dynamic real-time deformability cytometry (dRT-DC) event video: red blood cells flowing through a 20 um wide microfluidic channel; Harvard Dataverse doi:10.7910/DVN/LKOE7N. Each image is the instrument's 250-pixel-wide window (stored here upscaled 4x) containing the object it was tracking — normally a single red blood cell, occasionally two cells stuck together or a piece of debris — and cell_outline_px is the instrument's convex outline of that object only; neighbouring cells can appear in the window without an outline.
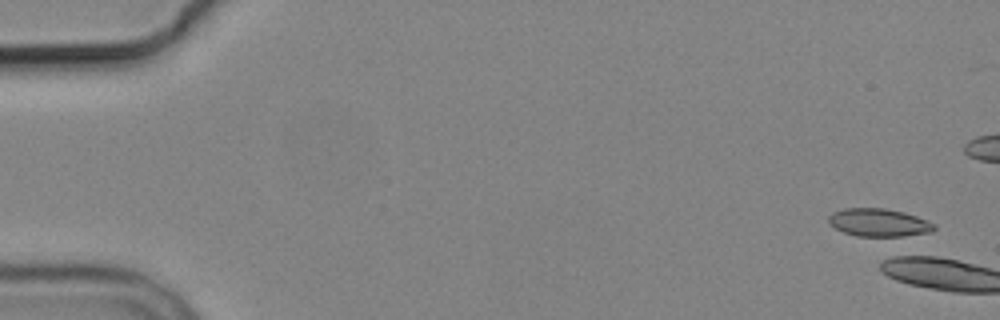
{"species": "common noctule bat (a hibernating species)", "species_latin": "Nyctalus noctula", "temperature_condition": "cold", "stored_images_in_passage": 15, "camera_frame_rate_fps": 3000, "um_per_image_px": 0.085, "animal": {"sex": "male", "body_mass_g": 19.2, "forearm_length_mm": 51.8}, "frame": {"image": 1, "passage_image": 1, "time_ms": 0.0, "image_size_px": [1000, 320], "cell_outline_px": [[936, 228], [932, 232], [896, 240], [892, 240], [856, 236], [844, 232], [828, 224], [828, 216], [832, 212], [844, 208], [884, 208], [904, 212], [916, 216], [936, 224]], "centroid_in_image_um": [74.76, 18.98], "position_along_channel_um": 10.2, "area_um2": 18.32}}
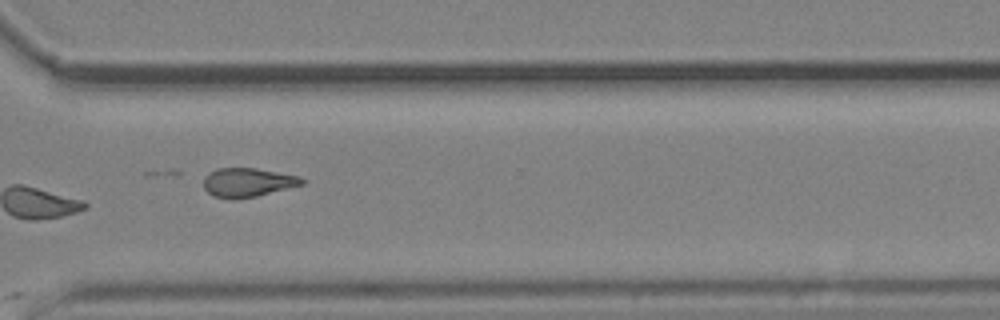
{"frame": {"image": 2, "passage_image": 13, "time_ms": 15.0, "image_size_px": [1000, 320], "cell_outline_px": [[304, 184], [256, 196], [232, 200], [216, 196], [208, 192], [204, 188], [204, 176], [208, 172], [216, 168], [256, 168], [300, 176], [304, 180]], "centroid_in_image_um": [21.03, 15.5], "position_along_channel_um": 349.6, "area_um2": 16.59}, "authors_computed_cell_mechanics": {"area_um2": 16.8198, "velocity_mm_per_s": 3.6685, "shape_relaxation_time_tau1_ms": null, "shape_relaxation_time_tau2_ms": 9.3442, "deformation_change_tau1": null, "deformation_change_tau2": 0.1758}}